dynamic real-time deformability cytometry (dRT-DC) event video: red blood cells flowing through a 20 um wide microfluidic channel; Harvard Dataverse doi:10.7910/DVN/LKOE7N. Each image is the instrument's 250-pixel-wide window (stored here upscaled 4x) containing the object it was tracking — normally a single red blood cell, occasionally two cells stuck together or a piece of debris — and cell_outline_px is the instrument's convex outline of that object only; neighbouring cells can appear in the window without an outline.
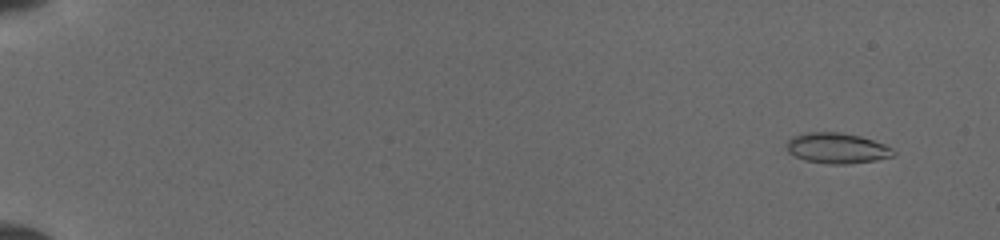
{"species": "common noctule bat (a hibernating species)", "species_latin": "Nyctalus noctula", "temperature_condition": "cold", "stored_images_in_passage": 23, "camera_frame_rate_fps": 3000, "um_per_image_px": 0.085, "animal": {"sex": "female", "body_mass_g": 19.5, "forearm_length_mm": 54.1}, "frame": {"image": 1, "passage_image": 3, "time_ms": 1.0, "image_size_px": [1000, 240], "cell_outline_px": [[896, 152], [892, 156], [876, 160], [848, 164], [832, 164], [804, 160], [788, 152], [788, 140], [792, 136], [804, 132], [840, 132], [860, 136], [884, 144], [892, 148]], "centroid_in_image_um": [71.14, 12.59], "position_along_channel_um": 13.9, "area_um2": 18.9}}
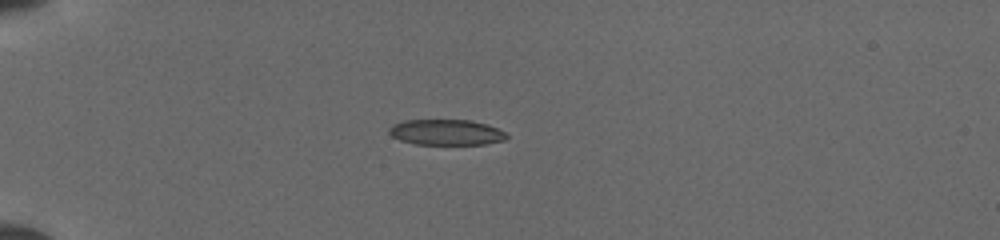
{"frame": {"image": 2, "passage_image": 11, "time_ms": 5.0, "image_size_px": [1000, 240], "cell_outline_px": [[508, 136], [504, 140], [484, 144], [416, 144], [400, 140], [392, 136], [388, 132], [388, 128], [392, 124], [404, 120], [468, 120], [488, 124], [504, 132]], "centroid_in_image_um": [37.89, 11.24], "position_along_channel_um": 47.1, "area_um2": 17.51}}
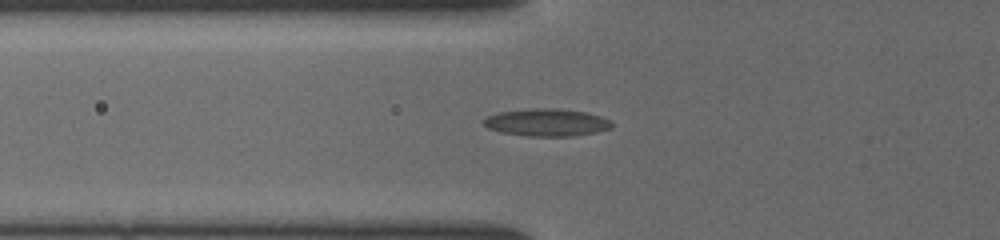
{"frame": {"image": 3, "passage_image": 19, "time_ms": 6.667, "image_size_px": [1000, 240], "cell_outline_px": [[612, 128], [596, 132], [572, 136], [528, 136], [500, 132], [488, 128], [480, 120], [496, 112], [532, 108], [560, 108], [588, 112], [600, 116], [608, 120], [612, 124]], "centroid_in_image_um": [46.44, 10.4], "position_along_channel_um": 79.4, "area_um2": 20.69}}